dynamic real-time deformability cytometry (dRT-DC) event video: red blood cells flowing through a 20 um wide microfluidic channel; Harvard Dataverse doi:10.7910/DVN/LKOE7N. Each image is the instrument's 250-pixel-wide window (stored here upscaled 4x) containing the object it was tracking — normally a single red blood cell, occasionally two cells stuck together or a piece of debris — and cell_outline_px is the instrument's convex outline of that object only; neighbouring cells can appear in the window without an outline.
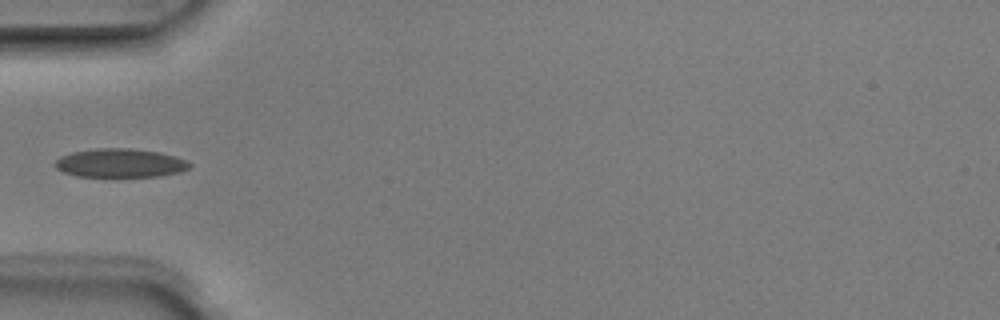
{"species": "Egyptian fruit bat (a non-hibernating species)", "species_latin": "Rousettus aegyptiacus", "temperature_condition": "room temperature", "stored_images_in_passage": 4, "camera_frame_rate_fps": 3000, "um_per_image_px": 0.085, "animal": {"sex": "male"}, "frame": {"image": 1, "passage_image": 3, "time_ms": 0.667, "image_size_px": [1000, 320], "cell_outline_px": [[192, 164], [188, 168], [180, 172], [160, 176], [76, 176], [64, 172], [56, 168], [52, 164], [60, 156], [72, 152], [96, 148], [132, 148], [160, 152], [188, 160]], "centroid_in_image_um": [10.21, 13.85], "position_along_channel_um": 74.8, "area_um2": 22.6}}
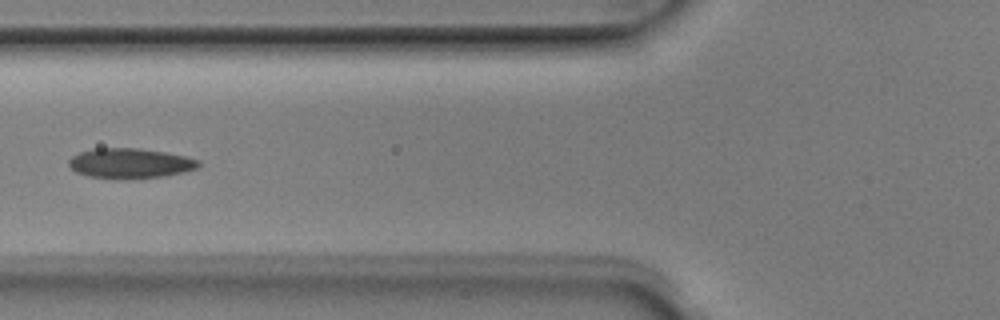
{"frame": {"image": 2, "passage_image": 4, "time_ms": 1.0, "image_size_px": [1000, 320], "cell_outline_px": [[200, 164], [196, 168], [184, 172], [164, 176], [128, 180], [116, 180], [88, 176], [76, 172], [68, 164], [68, 160], [72, 156], [80, 152], [92, 148], [136, 148], [164, 152], [184, 156], [200, 160]], "centroid_in_image_um": [11.03, 13.9], "position_along_channel_um": 114.8, "area_um2": 23.0}}